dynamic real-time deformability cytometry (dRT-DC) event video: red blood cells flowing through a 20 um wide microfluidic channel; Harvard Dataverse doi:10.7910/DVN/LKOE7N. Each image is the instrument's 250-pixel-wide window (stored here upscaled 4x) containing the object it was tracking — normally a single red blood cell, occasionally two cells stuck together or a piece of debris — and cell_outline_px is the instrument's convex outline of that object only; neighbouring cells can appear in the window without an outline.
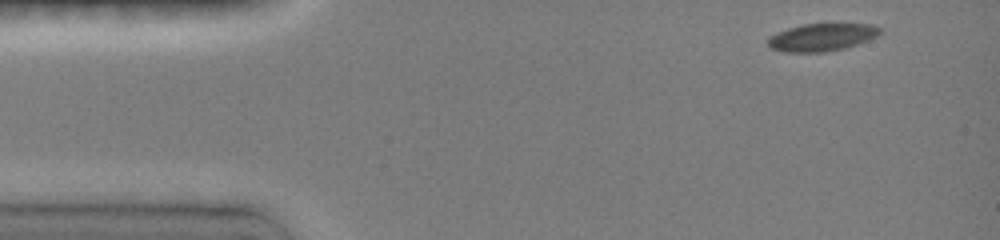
{"species": "common noctule bat (a hibernating species)", "species_latin": "Nyctalus noctula", "temperature_condition": "room temperature", "stored_images_in_passage": 13, "camera_frame_rate_fps": 3000, "um_per_image_px": 0.085, "animal": {"sex": "female", "body_mass_g": 19.0, "forearm_length_mm": 51.5}, "frame": {"image": 1, "passage_image": 1, "time_ms": 0.0, "image_size_px": [1000, 240], "cell_outline_px": [[880, 32], [876, 36], [868, 40], [844, 48], [824, 52], [784, 52], [768, 48], [768, 40], [772, 36], [788, 28], [804, 24], [868, 24], [880, 28]], "centroid_in_image_um": [69.83, 3.18], "position_along_channel_um": 15.2, "area_um2": 17.69}}
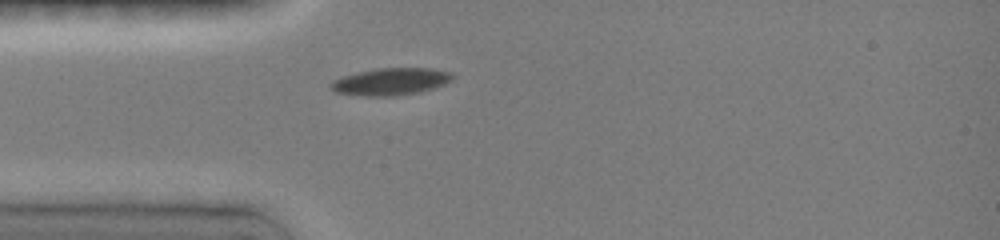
{"frame": {"image": 2, "passage_image": 6, "time_ms": 3.0, "image_size_px": [1000, 240], "cell_outline_px": [[452, 76], [448, 80], [432, 88], [416, 92], [392, 96], [368, 96], [336, 92], [332, 88], [332, 84], [336, 80], [344, 76], [376, 68], [428, 68], [448, 72]], "centroid_in_image_um": [33.17, 6.93], "position_along_channel_um": 51.8, "area_um2": 18.32}}
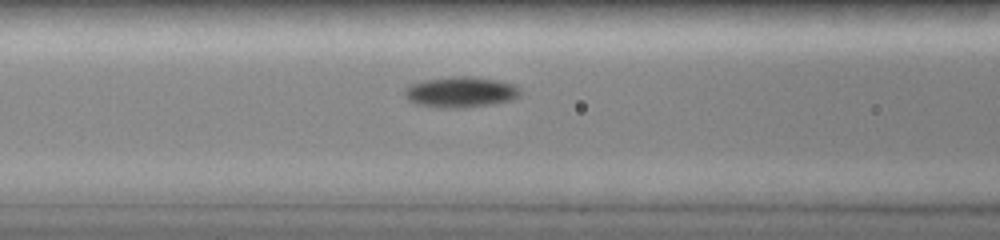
{"frame": {"image": 3, "passage_image": 9, "time_ms": 5.0, "image_size_px": [1000, 240], "cell_outline_px": [[520, 92], [512, 100], [492, 104], [464, 108], [440, 108], [416, 104], [408, 100], [404, 96], [404, 88], [412, 84], [428, 80], [452, 76], [468, 76], [496, 80], [512, 84]], "centroid_in_image_um": [39.09, 7.84], "position_along_channel_um": 127.5, "area_um2": 20.46}}